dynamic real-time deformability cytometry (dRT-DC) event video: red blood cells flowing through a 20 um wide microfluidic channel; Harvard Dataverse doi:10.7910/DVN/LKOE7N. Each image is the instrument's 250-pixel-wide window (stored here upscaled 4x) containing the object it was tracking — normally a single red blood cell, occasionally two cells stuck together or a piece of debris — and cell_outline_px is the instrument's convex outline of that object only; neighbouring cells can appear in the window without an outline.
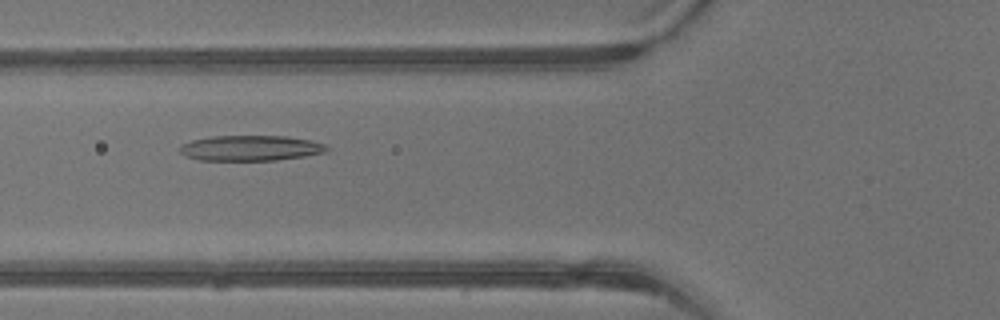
{"species": "common noctule bat (a hibernating species)", "species_latin": "Nyctalus noctula", "temperature_condition": "warm", "stored_images_in_passage": 42, "camera_frame_rate_fps": 3000, "um_per_image_px": 0.085, "animal": {"sex": "male", "body_mass_g": 13.3}, "frame": {"image": 1, "passage_image": 16, "time_ms": 5.0, "image_size_px": [1000, 320], "cell_outline_px": [[328, 152], [304, 156], [276, 160], [200, 160], [188, 156], [180, 152], [180, 144], [192, 140], [212, 136], [288, 136], [312, 140], [324, 144], [328, 148]], "centroid_in_image_um": [21.33, 12.58], "position_along_channel_um": 104.5, "area_um2": 21.73}}
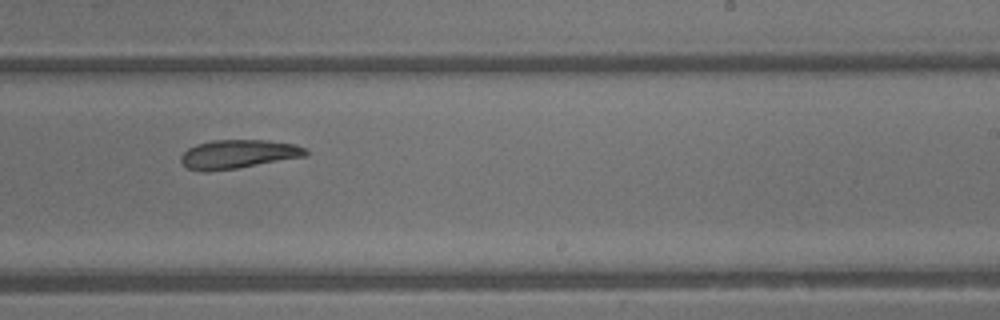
{"frame": {"image": 2, "passage_image": 26, "time_ms": 8.333, "image_size_px": [1000, 320], "cell_outline_px": [[308, 152], [304, 156], [236, 168], [208, 172], [200, 172], [188, 168], [180, 164], [180, 156], [188, 148], [196, 144], [212, 140], [268, 140], [296, 144], [304, 148]], "centroid_in_image_um": [20.17, 13.1], "position_along_channel_um": 268.8, "area_um2": 20.92}}
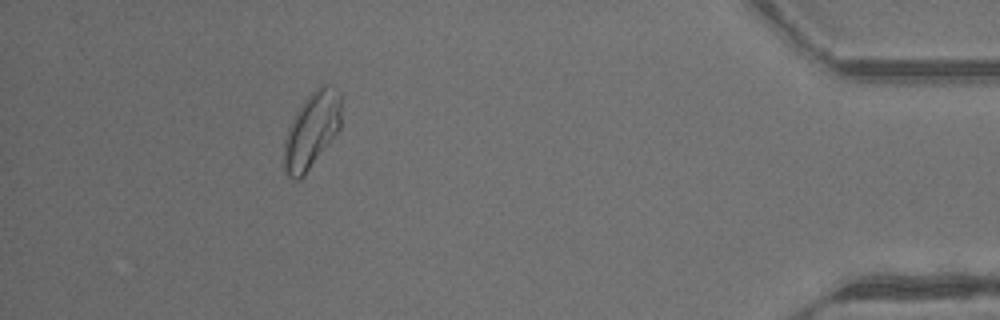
{"frame": {"image": 3, "passage_image": 38, "time_ms": 12.333, "image_size_px": [1000, 320], "cell_outline_px": [[340, 128], [304, 176], [300, 180], [292, 180], [288, 176], [284, 168], [284, 140], [288, 128], [296, 112], [304, 100], [320, 84], [332, 84], [340, 92]], "centroid_in_image_um": [26.49, 11.06], "position_along_channel_um": 408.7, "area_um2": 25.26}, "authors_computed_cell_mechanics": {"area_um2": 22.9466, "velocity_mm_per_s": 4.9262, "shape_relaxation_time_tau1_ms": 5.12, "shape_relaxation_time_tau2_ms": 5.0635, "deformation_change_tau1": 0.158, "deformation_change_tau2": 0.1692}}